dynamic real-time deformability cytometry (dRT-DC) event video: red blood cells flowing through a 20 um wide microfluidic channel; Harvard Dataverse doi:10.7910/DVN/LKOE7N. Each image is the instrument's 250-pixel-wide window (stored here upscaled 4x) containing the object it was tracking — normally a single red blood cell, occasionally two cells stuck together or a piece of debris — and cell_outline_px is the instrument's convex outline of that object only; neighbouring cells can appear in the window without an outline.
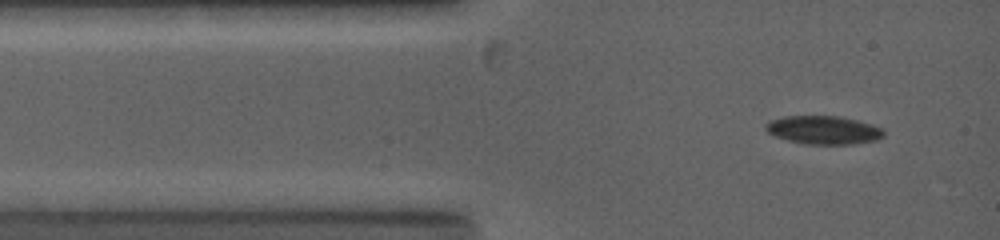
{"species": "common noctule bat (a hibernating species)", "species_latin": "Nyctalus noctula", "temperature_condition": "warm", "stored_images_in_passage": 41, "camera_frame_rate_fps": 5000, "um_per_image_px": 0.085, "animal": {"sex": "female", "body_mass_g": 19.0, "forearm_length_mm": 53.3}, "frame": {"image": 1, "passage_image": 3, "time_ms": 0.6, "image_size_px": [1000, 240], "cell_outline_px": [[884, 136], [876, 140], [852, 144], [804, 144], [788, 140], [776, 136], [768, 132], [764, 128], [764, 124], [768, 120], [784, 116], [836, 116], [856, 120], [872, 124], [880, 128], [884, 132]], "centroid_in_image_um": [69.96, 11.05], "position_along_channel_um": 15.0, "area_um2": 19.48}}
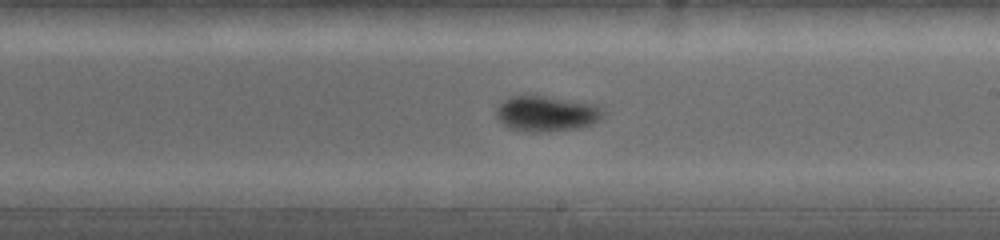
{"frame": {"image": 2, "passage_image": 20, "time_ms": 7.0, "image_size_px": [1000, 240], "cell_outline_px": [[604, 116], [592, 124], [580, 128], [540, 132], [532, 132], [508, 128], [496, 116], [496, 108], [504, 100], [512, 96], [544, 96], [592, 104], [600, 108], [604, 112]], "centroid_in_image_um": [46.44, 9.67], "position_along_channel_um": 242.6, "area_um2": 21.79}}
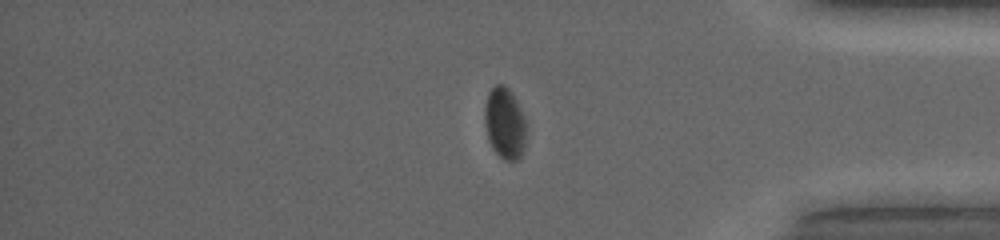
{"frame": {"image": 3, "passage_image": 38, "time_ms": 11.2, "image_size_px": [1000, 240], "cell_outline_px": [[524, 144], [520, 160], [504, 160], [492, 148], [488, 140], [484, 124], [484, 108], [488, 92], [496, 84], [504, 84], [512, 92], [524, 116]], "centroid_in_image_um": [42.87, 10.46], "position_along_channel_um": 392.3, "area_um2": 17.28}}